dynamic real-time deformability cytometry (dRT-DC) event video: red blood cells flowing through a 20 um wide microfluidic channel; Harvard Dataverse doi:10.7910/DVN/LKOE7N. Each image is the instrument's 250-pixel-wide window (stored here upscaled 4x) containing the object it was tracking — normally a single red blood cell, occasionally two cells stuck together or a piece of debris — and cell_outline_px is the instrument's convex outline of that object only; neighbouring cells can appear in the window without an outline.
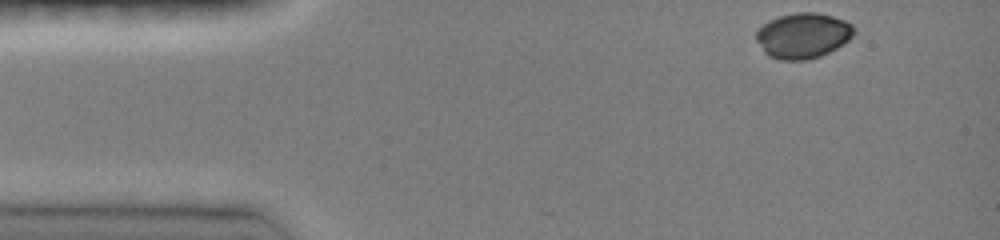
{"species": "common noctule bat (a hibernating species)", "species_latin": "Nyctalus noctula", "temperature_condition": "room temperature", "stored_images_in_passage": 6, "camera_frame_rate_fps": 3000, "um_per_image_px": 0.085, "animal": {"sex": "female", "body_mass_g": 19.0, "forearm_length_mm": 51.5}, "frame": {"image": 1, "passage_image": 1, "time_ms": 0.0, "image_size_px": [1000, 240], "cell_outline_px": [[856, 32], [848, 40], [836, 48], [820, 56], [808, 60], [780, 60], [768, 56], [764, 52], [756, 40], [756, 32], [768, 20], [780, 16], [796, 12], [816, 12], [832, 16], [844, 20], [852, 24], [856, 28]], "centroid_in_image_um": [68.26, 3.02], "position_along_channel_um": 16.7, "area_um2": 25.95}}